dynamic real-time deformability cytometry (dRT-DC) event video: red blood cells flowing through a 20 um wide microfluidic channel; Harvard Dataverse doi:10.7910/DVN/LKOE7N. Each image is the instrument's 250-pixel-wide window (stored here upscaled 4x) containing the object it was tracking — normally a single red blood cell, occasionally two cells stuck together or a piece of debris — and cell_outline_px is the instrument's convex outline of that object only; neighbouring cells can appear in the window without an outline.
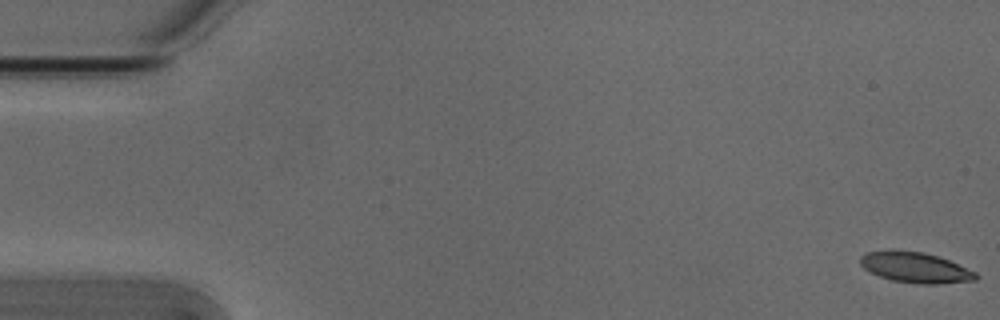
{"species": "Egyptian fruit bat (a non-hibernating species)", "species_latin": "Rousettus aegyptiacus", "temperature_condition": "cold", "stored_images_in_passage": 54, "camera_frame_rate_fps": 3000, "um_per_image_px": 0.085, "animal": {"sex": "male"}, "frame": {"image": 1, "passage_image": 1, "time_ms": 0.0, "image_size_px": [1000, 320], "cell_outline_px": [[980, 276], [976, 280], [940, 284], [916, 284], [892, 280], [880, 276], [864, 268], [860, 264], [860, 256], [864, 252], [924, 252], [948, 260], [976, 272]], "centroid_in_image_um": [77.85, 22.77], "position_along_channel_um": 7.1, "area_um2": 20.06}}
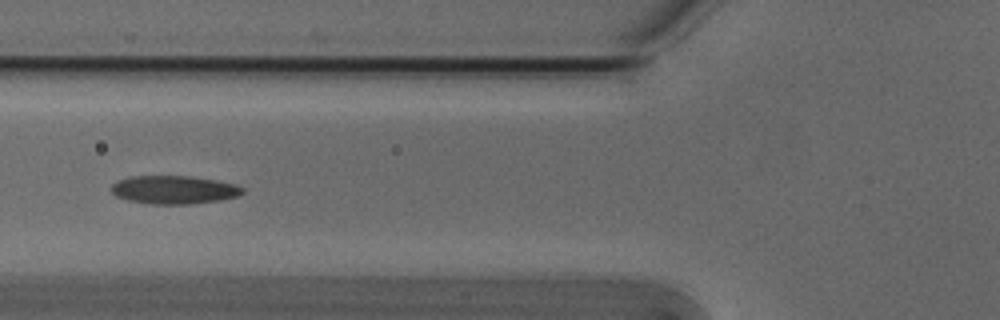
{"frame": {"image": 2, "passage_image": 21, "time_ms": 6.667, "image_size_px": [1000, 320], "cell_outline_px": [[244, 192], [240, 196], [220, 200], [188, 204], [152, 204], [128, 200], [116, 196], [112, 192], [112, 184], [116, 180], [132, 176], [188, 176], [216, 180], [236, 184], [244, 188]], "centroid_in_image_um": [14.81, 16.13], "position_along_channel_um": 111.0, "area_um2": 21.68}}
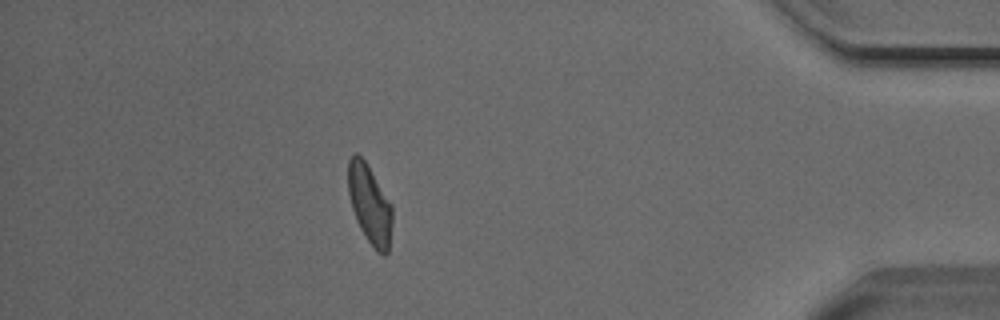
{"frame": {"image": 3, "passage_image": 48, "time_ms": 15.667, "image_size_px": [1000, 320], "cell_outline_px": [[392, 224], [388, 252], [384, 256], [376, 252], [360, 228], [356, 220], [352, 208], [348, 192], [348, 160], [356, 152], [364, 160], [392, 204]], "centroid_in_image_um": [31.43, 17.39], "position_along_channel_um": 403.8, "area_um2": 20.23}, "authors_computed_cell_mechanics": {"area_um2": 20.6057, "velocity_mm_per_s": 3.7937, "shape_relaxation_time_tau1_ms": 5.0285, "shape_relaxation_time_tau2_ms": 3.0405, "deformation_change_tau1": 0.1454, "deformation_change_tau2": 0.0912}}